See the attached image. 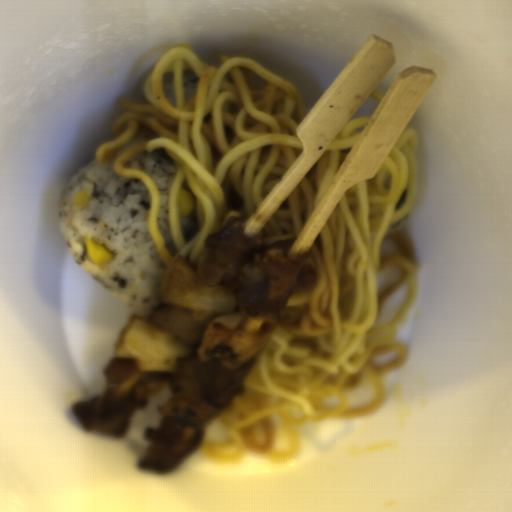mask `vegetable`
Wrapping results in <instances>:
<instances>
[{
  "mask_svg": "<svg viewBox=\"0 0 512 512\" xmlns=\"http://www.w3.org/2000/svg\"><path fill=\"white\" fill-rule=\"evenodd\" d=\"M149 317L129 316L113 345L115 357L132 358L145 372H172L178 358L191 354V348L165 330L150 326Z\"/></svg>",
  "mask_w": 512,
  "mask_h": 512,
  "instance_id": "obj_2",
  "label": "vegetable"
},
{
  "mask_svg": "<svg viewBox=\"0 0 512 512\" xmlns=\"http://www.w3.org/2000/svg\"><path fill=\"white\" fill-rule=\"evenodd\" d=\"M157 290L163 304L182 308L203 324L197 350L203 363L218 361L235 371L261 352L278 326L243 316L234 295L208 286L197 266L180 255L171 259Z\"/></svg>",
  "mask_w": 512,
  "mask_h": 512,
  "instance_id": "obj_1",
  "label": "vegetable"
}]
</instances>
